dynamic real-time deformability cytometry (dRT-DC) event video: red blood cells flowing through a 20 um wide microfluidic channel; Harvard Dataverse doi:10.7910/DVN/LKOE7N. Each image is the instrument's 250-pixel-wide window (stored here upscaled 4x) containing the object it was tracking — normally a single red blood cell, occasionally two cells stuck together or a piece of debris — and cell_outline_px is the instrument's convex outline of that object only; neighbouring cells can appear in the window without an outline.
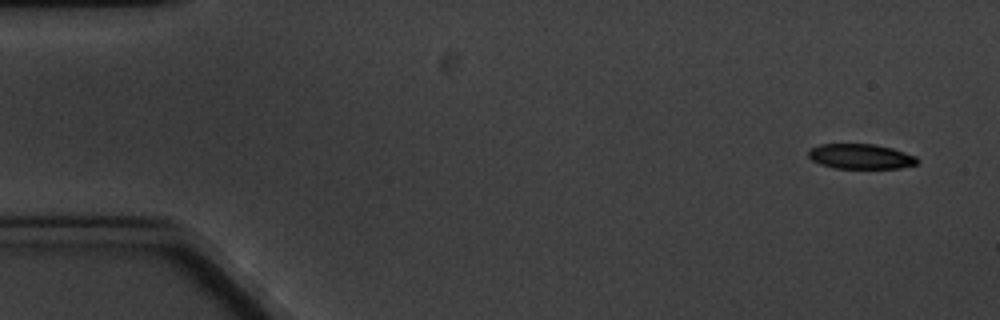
{"species": "common noctule bat (a hibernating species)", "species_latin": "Nyctalus noctula", "temperature_condition": "cold", "stored_images_in_passage": 5, "camera_frame_rate_fps": 3000, "um_per_image_px": 0.085, "animal": {"sex": "male", "body_mass_g": 20.1, "forearm_length_mm": 53.5}, "frame": {"image": 1, "passage_image": 1, "time_ms": 0.0, "image_size_px": [1000, 320], "cell_outline_px": [[920, 160], [916, 164], [900, 168], [836, 168], [820, 164], [812, 160], [808, 156], [808, 152], [812, 148], [820, 144], [876, 144], [892, 148], [916, 156]], "centroid_in_image_um": [73.18, 13.29], "position_along_channel_um": 11.8, "area_um2": 15.84}}
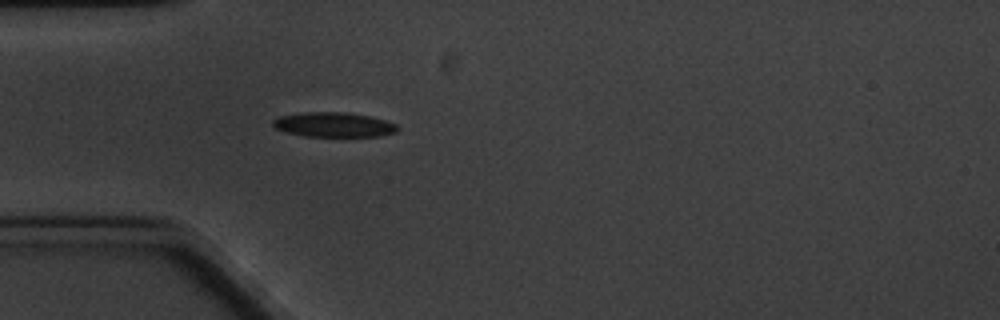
{"frame": {"image": 2, "passage_image": 5, "time_ms": 4.667, "image_size_px": [1000, 320], "cell_outline_px": [[400, 128], [396, 132], [380, 136], [304, 136], [288, 132], [276, 128], [272, 124], [272, 120], [276, 116], [304, 112], [348, 112], [368, 116], [384, 120], [396, 124]], "centroid_in_image_um": [28.35, 10.59], "position_along_channel_um": 56.6, "area_um2": 17.92}}